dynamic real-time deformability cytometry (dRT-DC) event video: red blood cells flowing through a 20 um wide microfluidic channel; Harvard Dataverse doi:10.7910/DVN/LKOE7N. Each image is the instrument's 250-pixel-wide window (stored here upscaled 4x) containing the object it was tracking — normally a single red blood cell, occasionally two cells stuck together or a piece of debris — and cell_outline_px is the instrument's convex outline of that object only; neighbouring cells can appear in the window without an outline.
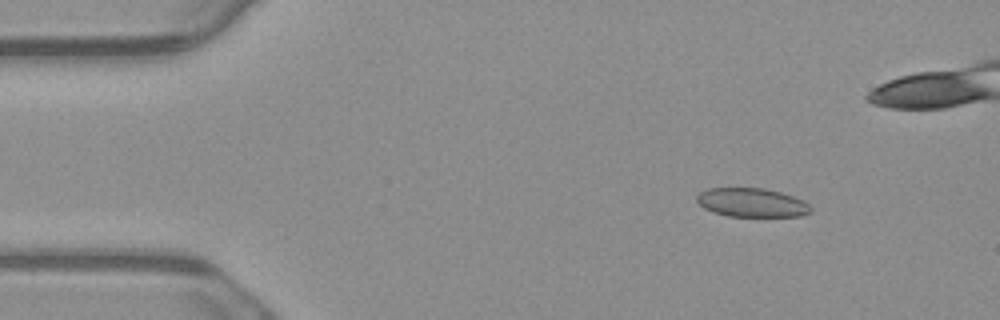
{"species": "common noctule bat (a hibernating species)", "species_latin": "Nyctalus noctula", "temperature_condition": "warm", "stored_images_in_passage": 7, "camera_frame_rate_fps": 3000, "um_per_image_px": 0.085, "animal": {"sex": "male", "body_mass_g": 23.1, "forearm_length_mm": 52.7}, "frame": {"image": 1, "passage_image": 2, "time_ms": 0.333, "image_size_px": [1000, 320], "cell_outline_px": [[812, 212], [800, 216], [728, 216], [712, 212], [704, 208], [696, 200], [696, 196], [700, 192], [708, 188], [764, 188], [780, 192], [804, 200], [812, 208]], "centroid_in_image_um": [63.9, 17.22], "position_along_channel_um": 21.1, "area_um2": 19.19}}
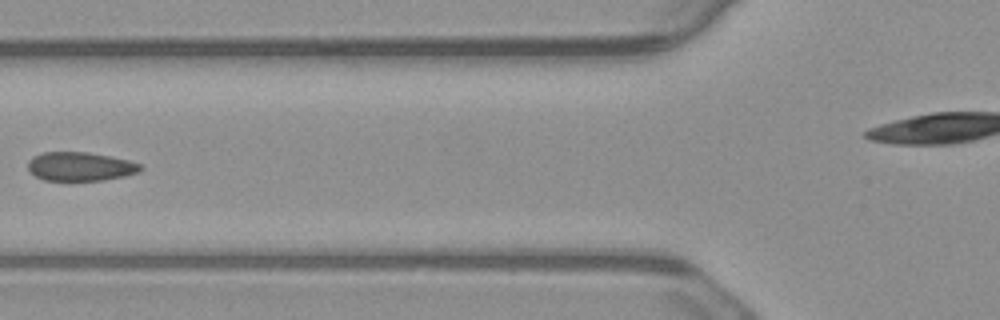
{"frame": {"image": 2, "passage_image": 6, "time_ms": 1.667, "image_size_px": [1000, 320], "cell_outline_px": [[144, 168], [140, 172], [124, 176], [104, 180], [44, 180], [36, 176], [28, 168], [28, 160], [32, 156], [44, 152], [88, 152], [128, 160], [140, 164]], "centroid_in_image_um": [6.83, 14.15], "position_along_channel_um": 119.0, "area_um2": 18.84}}